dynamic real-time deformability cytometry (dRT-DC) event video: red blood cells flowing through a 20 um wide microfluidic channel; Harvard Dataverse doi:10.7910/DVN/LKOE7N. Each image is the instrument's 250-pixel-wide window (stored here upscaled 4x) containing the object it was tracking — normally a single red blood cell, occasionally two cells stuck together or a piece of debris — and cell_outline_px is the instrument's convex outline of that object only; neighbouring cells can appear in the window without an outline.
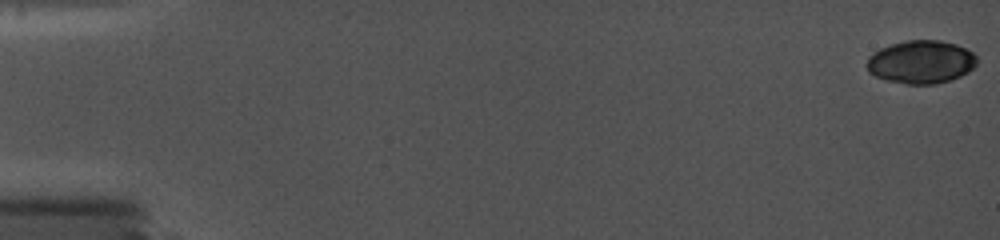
{"species": "common noctule bat (a hibernating species)", "species_latin": "Nyctalus noctula", "temperature_condition": "cold", "stored_images_in_passage": 20, "camera_frame_rate_fps": 5000, "um_per_image_px": 0.085, "animal": {"sex": "female", "body_mass_g": 19.0, "forearm_length_mm": 56.7}, "frame": {"image": 1, "passage_image": 1, "time_ms": 0.0, "image_size_px": [1000, 240], "cell_outline_px": [[976, 64], [968, 72], [960, 76], [936, 84], [904, 84], [884, 80], [868, 72], [868, 56], [872, 52], [880, 48], [904, 40], [940, 40], [956, 44], [972, 52], [976, 56]], "centroid_in_image_um": [78.26, 5.26], "position_along_channel_um": 6.7, "area_um2": 27.69}}
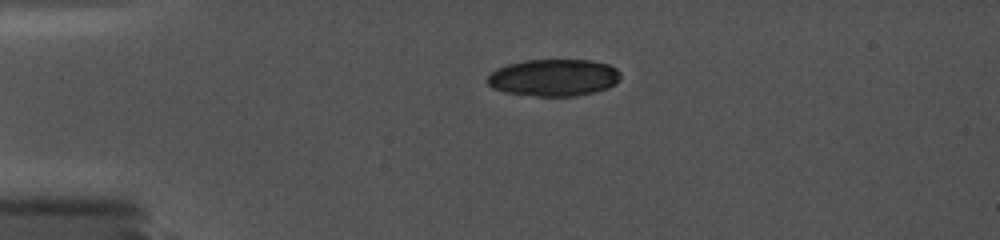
{"frame": {"image": 2, "passage_image": 15, "time_ms": 4.2, "image_size_px": [1000, 240], "cell_outline_px": [[620, 80], [616, 84], [608, 88], [592, 92], [572, 96], [536, 96], [504, 92], [492, 88], [488, 84], [488, 76], [496, 68], [508, 64], [524, 60], [592, 60], [608, 64], [616, 68], [620, 72]], "centroid_in_image_um": [47.08, 6.59], "position_along_channel_um": 37.9, "area_um2": 28.78}}